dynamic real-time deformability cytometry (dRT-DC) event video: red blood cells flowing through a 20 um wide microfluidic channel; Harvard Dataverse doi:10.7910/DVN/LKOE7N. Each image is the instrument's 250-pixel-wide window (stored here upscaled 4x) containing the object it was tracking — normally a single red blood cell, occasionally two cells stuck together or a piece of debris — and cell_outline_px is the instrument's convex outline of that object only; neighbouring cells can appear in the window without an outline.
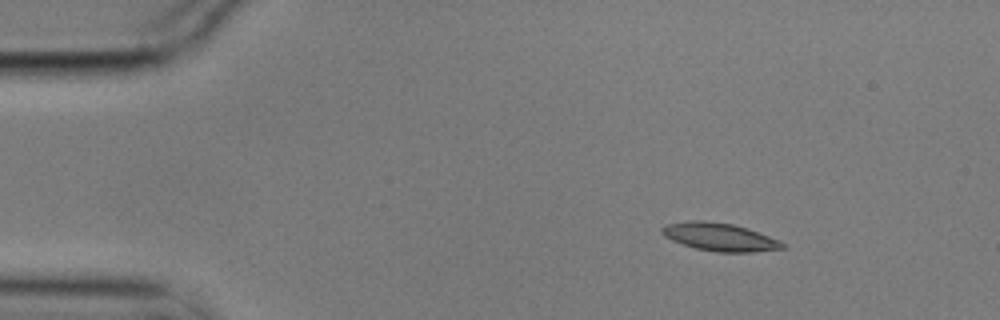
{"species": "common noctule bat (a hibernating species)", "species_latin": "Nyctalus noctula", "temperature_condition": "cold", "stored_images_in_passage": 3, "camera_frame_rate_fps": 3000, "um_per_image_px": 0.085, "animal": {"sex": "male", "body_mass_g": 17.9}, "frame": {"image": 1, "passage_image": 1, "time_ms": 0.0, "image_size_px": [1000, 320], "cell_outline_px": [[784, 248], [752, 252], [716, 252], [696, 248], [672, 240], [664, 236], [660, 232], [660, 228], [668, 224], [692, 220], [704, 220], [732, 224], [748, 228], [780, 240], [784, 244]], "centroid_in_image_um": [61.17, 20.14], "position_along_channel_um": 23.8, "area_um2": 19.54}}